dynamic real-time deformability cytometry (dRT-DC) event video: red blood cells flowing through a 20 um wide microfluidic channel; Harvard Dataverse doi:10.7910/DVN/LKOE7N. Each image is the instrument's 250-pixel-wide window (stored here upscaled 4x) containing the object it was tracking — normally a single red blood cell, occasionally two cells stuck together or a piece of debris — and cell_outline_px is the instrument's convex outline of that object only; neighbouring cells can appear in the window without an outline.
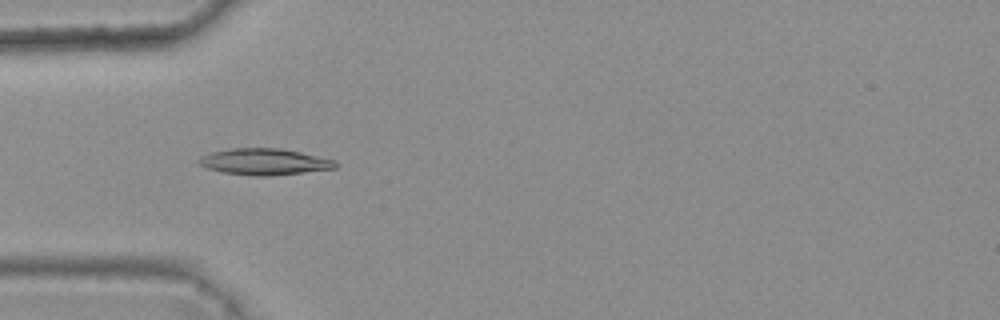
{"species": "common noctule bat (a hibernating species)", "species_latin": "Nyctalus noctula", "temperature_condition": "warm", "stored_images_in_passage": 2, "camera_frame_rate_fps": 3000, "um_per_image_px": 0.085, "animal": {"sex": "female", "body_mass_g": 25.1}, "frame": {"image": 1, "passage_image": 1, "time_ms": 0.0, "image_size_px": [1000, 320], "cell_outline_px": [[340, 164], [336, 168], [272, 176], [252, 176], [220, 172], [208, 168], [200, 164], [196, 160], [200, 156], [212, 152], [232, 148], [280, 148], [300, 152], [336, 160]], "centroid_in_image_um": [22.48, 13.75], "position_along_channel_um": 62.5, "area_um2": 21.15}}
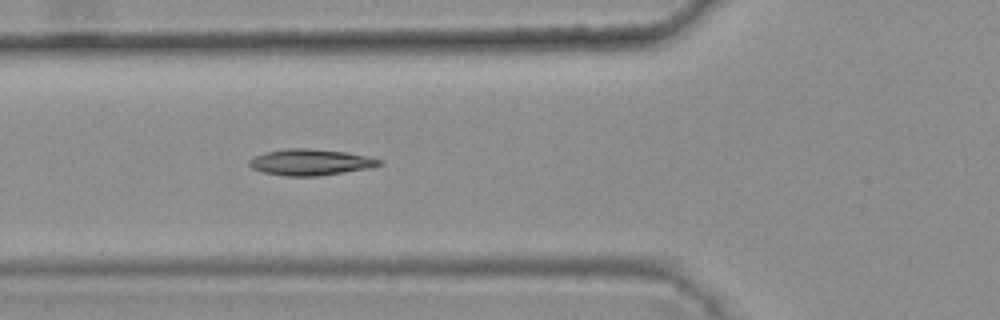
{"frame": {"image": 2, "passage_image": 2, "time_ms": 0.333, "image_size_px": [1000, 320], "cell_outline_px": [[384, 164], [372, 168], [320, 176], [284, 176], [264, 172], [252, 168], [248, 164], [248, 160], [252, 156], [264, 152], [288, 148], [308, 148], [344, 152], [364, 156], [380, 160]], "centroid_in_image_um": [26.35, 13.79], "position_along_channel_um": 99.4, "area_um2": 19.94}}